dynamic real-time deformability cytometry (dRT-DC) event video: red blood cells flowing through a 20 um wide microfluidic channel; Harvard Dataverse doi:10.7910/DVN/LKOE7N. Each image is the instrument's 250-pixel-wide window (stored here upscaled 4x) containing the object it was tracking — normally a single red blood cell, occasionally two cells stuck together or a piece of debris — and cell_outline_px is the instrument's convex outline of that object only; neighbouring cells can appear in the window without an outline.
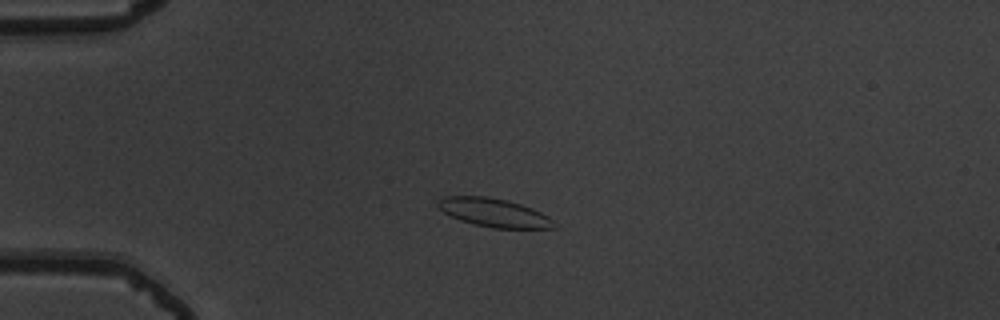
{"species": "common noctule bat (a hibernating species)", "species_latin": "Nyctalus noctula", "temperature_condition": "warm", "stored_images_in_passage": 43, "camera_frame_rate_fps": 3000, "um_per_image_px": 0.085, "animal": {"sex": "male", "body_mass_g": 19.5, "forearm_length_mm": 54.6}, "frame": {"image": 1, "passage_image": 2, "time_ms": 0.333, "image_size_px": [1000, 320], "cell_outline_px": [[556, 228], [492, 228], [460, 220], [444, 212], [436, 204], [436, 200], [444, 196], [488, 196], [508, 200], [532, 208], [548, 216], [552, 220]], "centroid_in_image_um": [41.96, 18.06], "position_along_channel_um": 43.0, "area_um2": 19.19}}
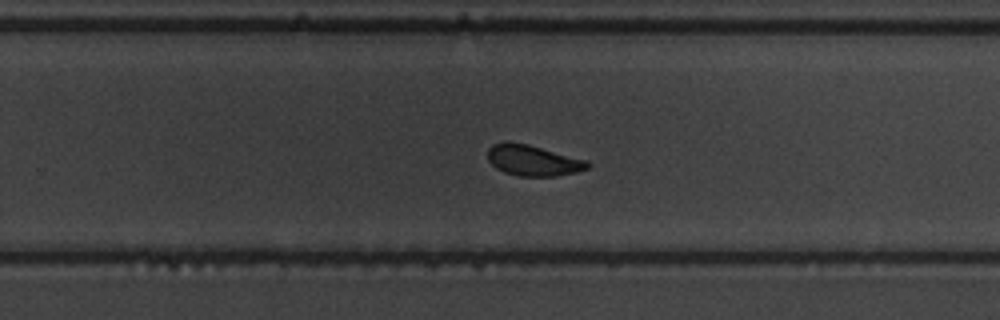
{"frame": {"image": 2, "passage_image": 24, "time_ms": 7.667, "image_size_px": [1000, 320], "cell_outline_px": [[592, 164], [588, 168], [576, 172], [556, 176], [520, 176], [504, 172], [496, 168], [488, 160], [488, 148], [492, 144], [504, 140], [508, 140], [528, 144], [588, 160]], "centroid_in_image_um": [45.3, 13.61], "position_along_channel_um": 284.5, "area_um2": 18.21}}
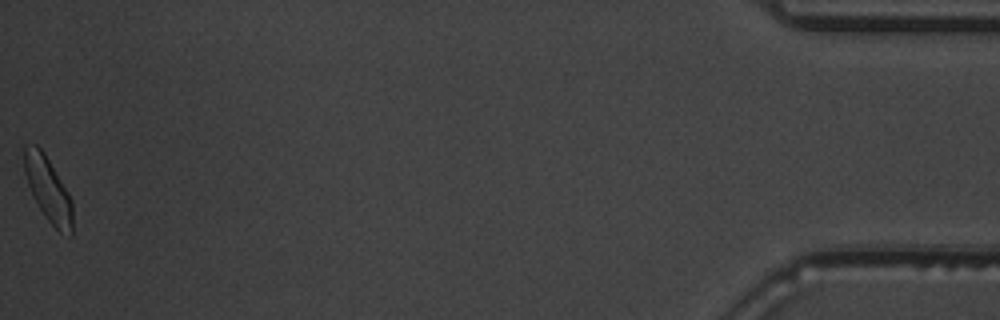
{"frame": {"image": 3, "passage_image": 43, "time_ms": 14.0, "image_size_px": [1000, 320], "cell_outline_px": [[72, 236], [60, 232], [44, 216], [32, 196], [24, 172], [24, 144], [36, 144], [44, 152], [68, 192], [72, 200]], "centroid_in_image_um": [4.07, 16.07], "position_along_channel_um": 431.1, "area_um2": 18.15}, "authors_computed_cell_mechanics": {"area_um2": 18.207, "velocity_mm_per_s": 3.723, "shape_relaxation_time_tau1_ms": 3.8956, "shape_relaxation_time_tau2_ms": 1.2522, "deformation_change_tau1": 0.1012, "deformation_change_tau2": 0.0631}}